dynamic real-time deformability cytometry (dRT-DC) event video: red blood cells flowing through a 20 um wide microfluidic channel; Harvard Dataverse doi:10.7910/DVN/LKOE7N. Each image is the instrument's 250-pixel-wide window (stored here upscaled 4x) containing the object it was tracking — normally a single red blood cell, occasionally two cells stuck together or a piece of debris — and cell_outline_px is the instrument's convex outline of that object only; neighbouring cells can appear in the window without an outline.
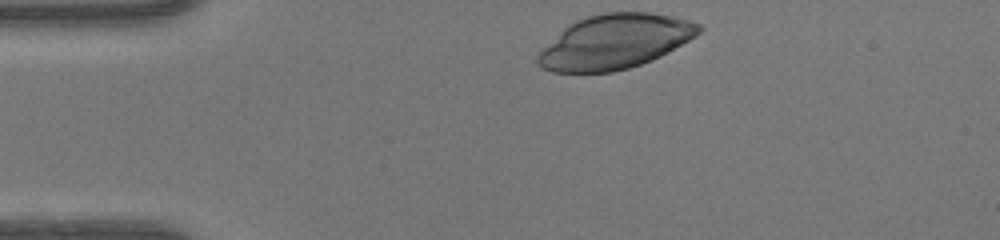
{"species": "human", "species_latin": "Homo sapiens", "temperature_condition": "warm", "stored_images_in_passage": 33, "camera_frame_rate_fps": 3000, "um_per_image_px": 0.085, "donor": {"sex": "female"}, "frame": {"image": 1, "passage_image": 1, "time_ms": 0.0, "image_size_px": [1000, 240], "cell_outline_px": [[704, 28], [696, 36], [668, 52], [652, 60], [628, 68], [612, 72], [552, 72], [540, 68], [536, 64], [536, 56], [568, 24], [576, 20], [588, 16], [604, 12], [648, 12], [672, 16], [688, 20], [700, 24]], "centroid_in_image_um": [52.26, 3.54], "position_along_channel_um": 32.7, "area_um2": 50.92}}
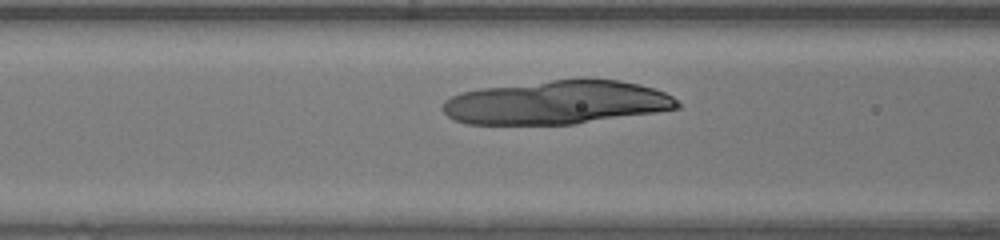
{"frame": {"image": 2, "passage_image": 11, "time_ms": 3.333, "image_size_px": [1000, 240], "cell_outline_px": [[680, 108], [656, 112], [576, 124], [468, 124], [452, 120], [444, 112], [444, 100], [460, 92], [480, 88], [552, 80], [620, 80], [640, 84], [664, 92], [672, 96], [680, 104]], "centroid_in_image_um": [47.31, 8.72], "position_along_channel_um": 119.3, "area_um2": 59.42}}